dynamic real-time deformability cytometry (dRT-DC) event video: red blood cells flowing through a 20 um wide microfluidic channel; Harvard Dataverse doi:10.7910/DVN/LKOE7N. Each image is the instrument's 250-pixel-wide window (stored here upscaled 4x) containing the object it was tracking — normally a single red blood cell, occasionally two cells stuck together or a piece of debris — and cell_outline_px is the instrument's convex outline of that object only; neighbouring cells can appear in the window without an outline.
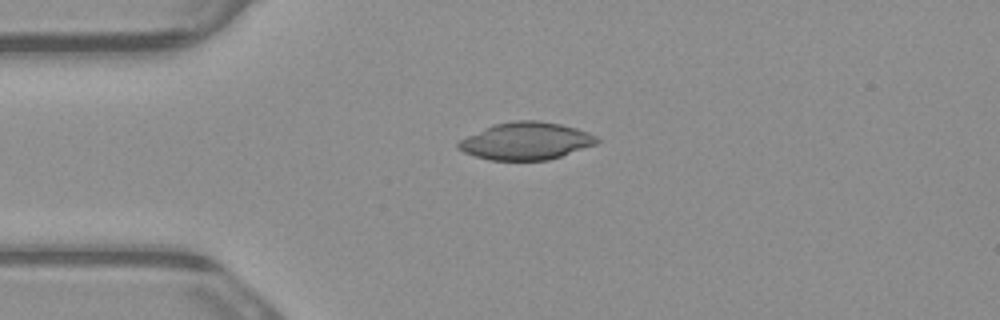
{"species": "common noctule bat (a hibernating species)", "species_latin": "Nyctalus noctula", "temperature_condition": "warm", "stored_images_in_passage": 2, "camera_frame_rate_fps": 3000, "um_per_image_px": 0.085, "animal": {"sex": "male", "body_mass_g": 23.1, "forearm_length_mm": 52.7}, "frame": {"image": 1, "passage_image": 1, "time_ms": 0.0, "image_size_px": [1000, 320], "cell_outline_px": [[600, 140], [596, 144], [548, 160], [488, 160], [464, 152], [456, 148], [456, 144], [460, 140], [492, 124], [512, 120], [540, 120], [560, 124], [576, 128], [588, 132], [596, 136]], "centroid_in_image_um": [44.69, 11.98], "position_along_channel_um": 40.3, "area_um2": 30.17}}